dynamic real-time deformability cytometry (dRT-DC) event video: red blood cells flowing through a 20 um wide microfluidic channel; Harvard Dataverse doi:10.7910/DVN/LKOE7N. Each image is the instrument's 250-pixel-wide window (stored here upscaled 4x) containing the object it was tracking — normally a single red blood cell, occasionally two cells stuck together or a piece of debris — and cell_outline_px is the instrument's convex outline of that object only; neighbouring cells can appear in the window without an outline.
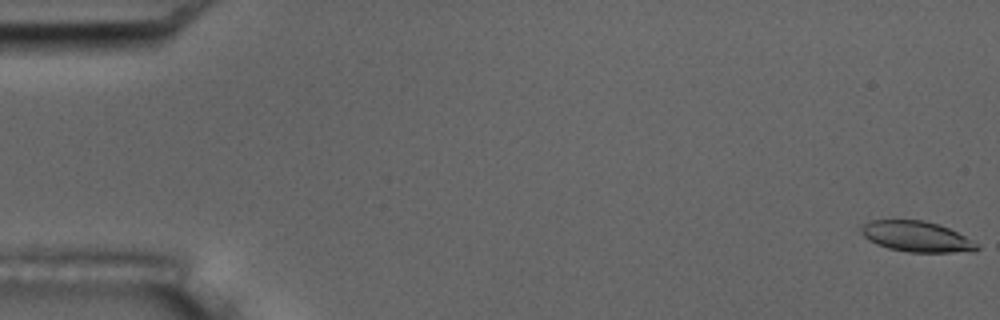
{"species": "common noctule bat (a hibernating species)", "species_latin": "Nyctalus noctula", "temperature_condition": "room temperature", "stored_images_in_passage": 56, "camera_frame_rate_fps": 3000, "um_per_image_px": 0.085, "animal": {"sex": "male", "body_mass_g": 17.5, "forearm_length_mm": 52.3}, "frame": {"image": 1, "passage_image": 1, "time_ms": 0.0, "image_size_px": [1000, 320], "cell_outline_px": [[980, 248], [972, 252], [908, 252], [888, 248], [876, 244], [868, 240], [860, 232], [860, 228], [868, 220], [924, 220], [948, 228], [964, 236], [976, 244]], "centroid_in_image_um": [77.86, 20.11], "position_along_channel_um": 7.1, "area_um2": 20.52}}
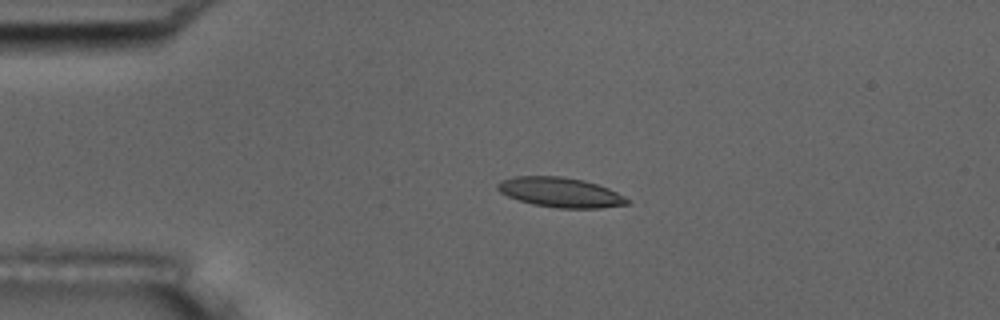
{"frame": {"image": 2, "passage_image": 13, "time_ms": 4.0, "image_size_px": [1000, 320], "cell_outline_px": [[632, 200], [628, 204], [600, 208], [556, 208], [532, 204], [508, 196], [500, 192], [496, 188], [496, 184], [500, 180], [512, 176], [560, 176], [584, 180], [608, 188]], "centroid_in_image_um": [47.61, 16.34], "position_along_channel_um": 37.4, "area_um2": 22.6}}
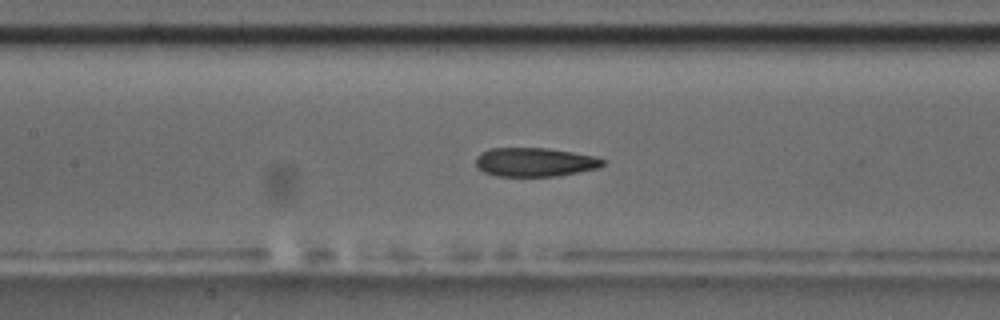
{"frame": {"image": 3, "passage_image": 26, "time_ms": 8.333, "image_size_px": [1000, 320], "cell_outline_px": [[604, 164], [600, 168], [556, 176], [496, 176], [484, 172], [476, 168], [476, 156], [480, 152], [492, 148], [548, 148], [596, 156], [604, 160]], "centroid_in_image_um": [45.44, 13.78], "position_along_channel_um": 162.0, "area_um2": 21.5}, "authors_computed_cell_mechanics": {"area_um2": 21.8773, "velocity_mm_per_s": 3.6603, "shape_relaxation_time_tau1_ms": null, "shape_relaxation_time_tau2_ms": 2.3624, "deformation_change_tau1": null, "deformation_change_tau2": 0.0927}}